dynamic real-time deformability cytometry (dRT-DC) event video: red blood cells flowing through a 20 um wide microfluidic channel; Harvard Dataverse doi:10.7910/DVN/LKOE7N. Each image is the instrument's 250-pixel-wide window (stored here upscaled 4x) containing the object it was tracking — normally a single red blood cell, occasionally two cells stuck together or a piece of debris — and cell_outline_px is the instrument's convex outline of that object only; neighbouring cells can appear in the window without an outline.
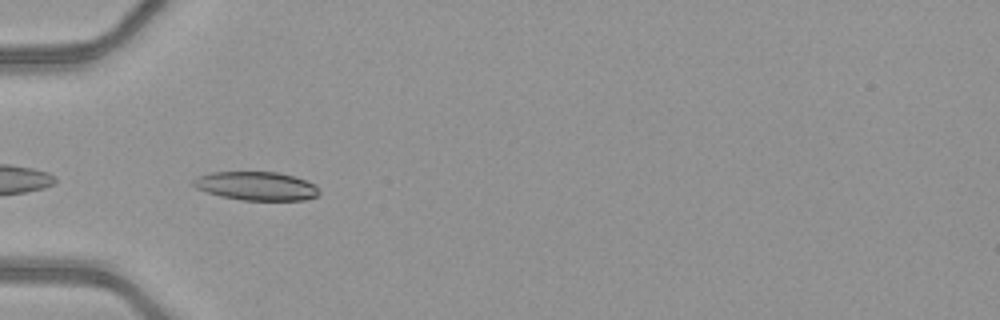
{"species": "common noctule bat (a hibernating species)", "species_latin": "Nyctalus noctula", "temperature_condition": "warm", "stored_images_in_passage": 32, "camera_frame_rate_fps": 3000, "um_per_image_px": 0.085, "animal": {"sex": "female", "body_mass_g": 21.9}, "frame": {"image": 1, "passage_image": 1, "time_ms": 0.0, "image_size_px": [1000, 320], "cell_outline_px": [[320, 192], [316, 196], [304, 200], [244, 200], [220, 196], [196, 188], [192, 184], [192, 180], [196, 176], [212, 172], [276, 172], [292, 176], [316, 184]], "centroid_in_image_um": [21.77, 15.81], "position_along_channel_um": 63.2, "area_um2": 20.92}}
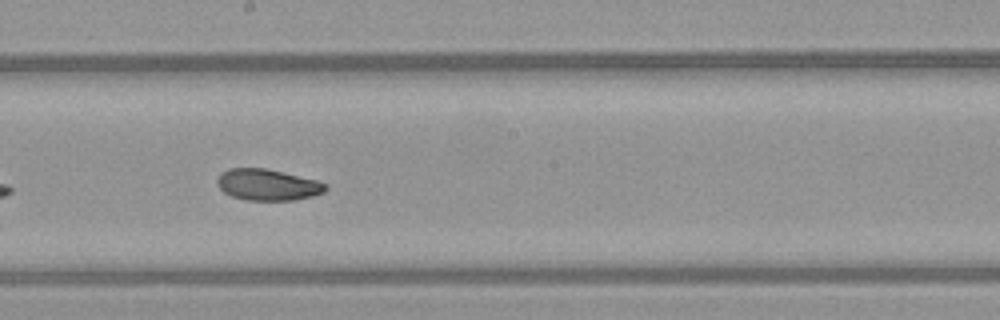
{"frame": {"image": 2, "passage_image": 13, "time_ms": 4.0, "image_size_px": [1000, 320], "cell_outline_px": [[328, 188], [324, 192], [312, 196], [292, 200], [244, 200], [232, 196], [224, 192], [216, 184], [216, 180], [220, 172], [228, 168], [264, 168], [320, 180], [328, 184]], "centroid_in_image_um": [22.75, 15.69], "position_along_channel_um": 225.4, "area_um2": 20.0}}
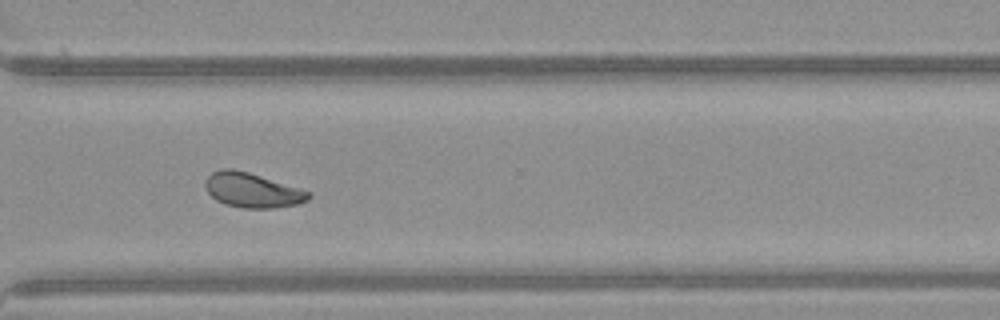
{"frame": {"image": 3, "passage_image": 22, "time_ms": 7.0, "image_size_px": [1000, 320], "cell_outline_px": [[312, 196], [308, 200], [300, 204], [272, 208], [244, 208], [224, 204], [216, 200], [208, 192], [204, 184], [204, 180], [212, 172], [220, 168], [232, 168], [248, 172], [312, 192]], "centroid_in_image_um": [21.44, 16.17], "position_along_channel_um": 349.2, "area_um2": 20.98}, "authors_computed_cell_mechanics": {"area_um2": 20.6057, "velocity_mm_per_s": 4.1325, "shape_relaxation_time_tau1_ms": 4.434, "shape_relaxation_time_tau2_ms": 3.8701, "deformation_change_tau1": 0.1372, "deformation_change_tau2": 0.0863}}